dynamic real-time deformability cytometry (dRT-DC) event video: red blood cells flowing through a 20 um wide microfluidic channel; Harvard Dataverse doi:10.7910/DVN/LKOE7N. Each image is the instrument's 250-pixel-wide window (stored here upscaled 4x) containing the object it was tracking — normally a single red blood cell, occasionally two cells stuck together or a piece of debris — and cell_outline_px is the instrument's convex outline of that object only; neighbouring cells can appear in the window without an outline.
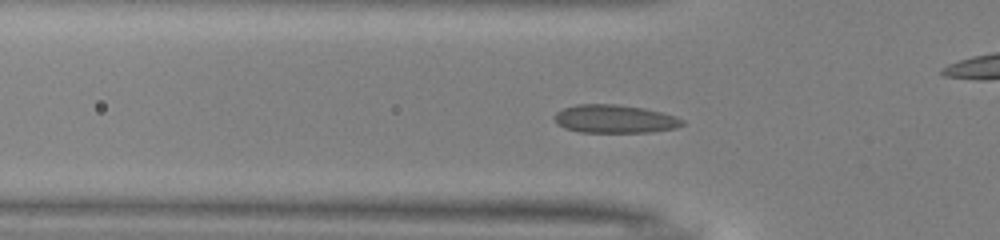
{"species": "common noctule bat (a hibernating species)", "species_latin": "Nyctalus noctula", "temperature_condition": "warm", "stored_images_in_passage": 43, "camera_frame_rate_fps": 3000, "um_per_image_px": 0.085, "animal": {"sex": "male", "body_mass_g": 13.0, "forearm_length_mm": 53.1}, "frame": {"image": 1, "passage_image": 9, "time_ms": 2.667, "image_size_px": [1000, 240], "cell_outline_px": [[684, 124], [676, 128], [652, 132], [580, 132], [564, 128], [556, 124], [552, 116], [556, 112], [564, 108], [576, 104], [616, 104], [644, 108], [676, 116], [684, 120]], "centroid_in_image_um": [52.22, 10.11], "position_along_channel_um": 73.6, "area_um2": 21.21}}
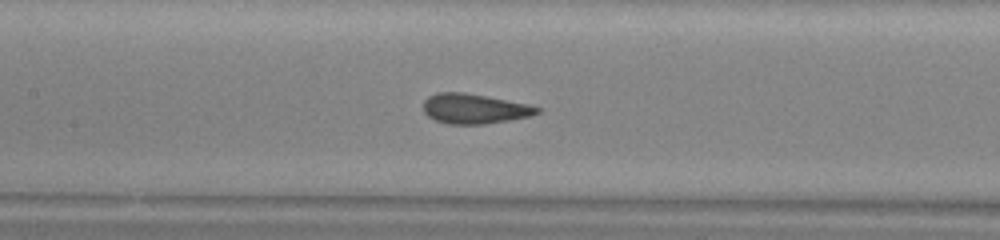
{"frame": {"image": 2, "passage_image": 16, "time_ms": 5.0, "image_size_px": [1000, 240], "cell_outline_px": [[540, 112], [532, 116], [484, 124], [448, 124], [436, 120], [428, 116], [424, 112], [424, 100], [428, 96], [436, 92], [464, 92], [528, 104], [540, 108]], "centroid_in_image_um": [40.31, 9.24], "position_along_channel_um": 167.1, "area_um2": 19.77}}
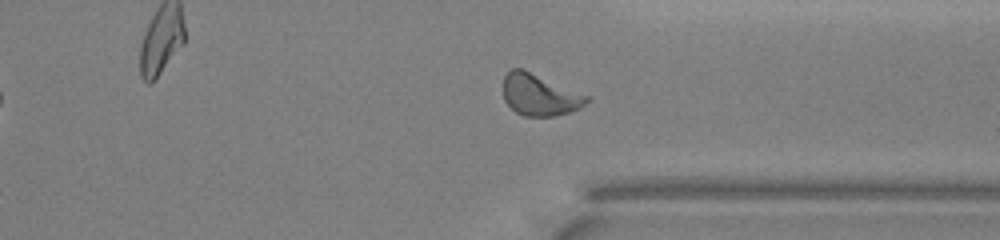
{"frame": {"image": 3, "passage_image": 31, "time_ms": 10.0, "image_size_px": [1000, 240], "cell_outline_px": [[592, 100], [580, 108], [556, 116], [524, 116], [516, 112], [504, 100], [504, 76], [512, 68], [524, 68], [592, 96]], "centroid_in_image_um": [45.94, 8.04], "position_along_channel_um": 365.5, "area_um2": 20.69}, "authors_computed_cell_mechanics": {"area_um2": 20.0566, "velocity_mm_per_s": 3.9888, "shape_relaxation_time_tau1_ms": 6.0266, "shape_relaxation_time_tau2_ms": null, "deformation_change_tau1": 0.1555, "deformation_change_tau2": null}}